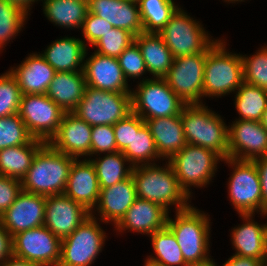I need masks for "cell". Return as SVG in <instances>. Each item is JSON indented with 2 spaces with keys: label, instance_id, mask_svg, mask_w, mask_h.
<instances>
[{
  "label": "cell",
  "instance_id": "6da1fadb",
  "mask_svg": "<svg viewBox=\"0 0 267 266\" xmlns=\"http://www.w3.org/2000/svg\"><path fill=\"white\" fill-rule=\"evenodd\" d=\"M158 164L161 163L133 167L131 176L137 198L152 201L169 213L172 206L175 211L189 208L192 198L181 188L172 165L168 161Z\"/></svg>",
  "mask_w": 267,
  "mask_h": 266
},
{
  "label": "cell",
  "instance_id": "7a4b0ae2",
  "mask_svg": "<svg viewBox=\"0 0 267 266\" xmlns=\"http://www.w3.org/2000/svg\"><path fill=\"white\" fill-rule=\"evenodd\" d=\"M217 38L208 48L204 66L203 98H222L234 95L242 85L243 65L239 54L230 52L225 42Z\"/></svg>",
  "mask_w": 267,
  "mask_h": 266
},
{
  "label": "cell",
  "instance_id": "3957f363",
  "mask_svg": "<svg viewBox=\"0 0 267 266\" xmlns=\"http://www.w3.org/2000/svg\"><path fill=\"white\" fill-rule=\"evenodd\" d=\"M174 212L173 219L168 215L167 227L175 235L185 262L189 265L211 258L210 215L194 205Z\"/></svg>",
  "mask_w": 267,
  "mask_h": 266
},
{
  "label": "cell",
  "instance_id": "277c9868",
  "mask_svg": "<svg viewBox=\"0 0 267 266\" xmlns=\"http://www.w3.org/2000/svg\"><path fill=\"white\" fill-rule=\"evenodd\" d=\"M74 159L46 143L36 153L31 167L21 180L22 190L44 196L64 194Z\"/></svg>",
  "mask_w": 267,
  "mask_h": 266
},
{
  "label": "cell",
  "instance_id": "5b68a950",
  "mask_svg": "<svg viewBox=\"0 0 267 266\" xmlns=\"http://www.w3.org/2000/svg\"><path fill=\"white\" fill-rule=\"evenodd\" d=\"M203 104L185 105L180 117L187 144L211 149L223 159L228 155V126L218 112Z\"/></svg>",
  "mask_w": 267,
  "mask_h": 266
},
{
  "label": "cell",
  "instance_id": "8992f818",
  "mask_svg": "<svg viewBox=\"0 0 267 266\" xmlns=\"http://www.w3.org/2000/svg\"><path fill=\"white\" fill-rule=\"evenodd\" d=\"M223 158L211 149L186 144L168 162L172 165L181 188L192 198V189L206 188L218 171Z\"/></svg>",
  "mask_w": 267,
  "mask_h": 266
},
{
  "label": "cell",
  "instance_id": "52a82bcc",
  "mask_svg": "<svg viewBox=\"0 0 267 266\" xmlns=\"http://www.w3.org/2000/svg\"><path fill=\"white\" fill-rule=\"evenodd\" d=\"M222 162L232 171L227 180V198L237 214L259 213L261 217H267V214H262L260 175L255 161L228 157Z\"/></svg>",
  "mask_w": 267,
  "mask_h": 266
},
{
  "label": "cell",
  "instance_id": "ba28073f",
  "mask_svg": "<svg viewBox=\"0 0 267 266\" xmlns=\"http://www.w3.org/2000/svg\"><path fill=\"white\" fill-rule=\"evenodd\" d=\"M202 22L179 7L170 21L158 33L170 49L173 58L203 53L217 38H213Z\"/></svg>",
  "mask_w": 267,
  "mask_h": 266
},
{
  "label": "cell",
  "instance_id": "9c48e42d",
  "mask_svg": "<svg viewBox=\"0 0 267 266\" xmlns=\"http://www.w3.org/2000/svg\"><path fill=\"white\" fill-rule=\"evenodd\" d=\"M97 217L90 215L77 229L61 240L58 266H91L105 246L107 233Z\"/></svg>",
  "mask_w": 267,
  "mask_h": 266
},
{
  "label": "cell",
  "instance_id": "30bf717a",
  "mask_svg": "<svg viewBox=\"0 0 267 266\" xmlns=\"http://www.w3.org/2000/svg\"><path fill=\"white\" fill-rule=\"evenodd\" d=\"M137 83L136 89L131 90L132 112L144 121L180 115L185 104L164 78L151 77Z\"/></svg>",
  "mask_w": 267,
  "mask_h": 266
},
{
  "label": "cell",
  "instance_id": "8fae6325",
  "mask_svg": "<svg viewBox=\"0 0 267 266\" xmlns=\"http://www.w3.org/2000/svg\"><path fill=\"white\" fill-rule=\"evenodd\" d=\"M132 112L131 93L86 87L85 95L73 111L91 126L114 125Z\"/></svg>",
  "mask_w": 267,
  "mask_h": 266
},
{
  "label": "cell",
  "instance_id": "7c38bea8",
  "mask_svg": "<svg viewBox=\"0 0 267 266\" xmlns=\"http://www.w3.org/2000/svg\"><path fill=\"white\" fill-rule=\"evenodd\" d=\"M207 49L184 57L174 58L163 77L172 91L185 105L203 104L204 66Z\"/></svg>",
  "mask_w": 267,
  "mask_h": 266
},
{
  "label": "cell",
  "instance_id": "4fadbf2b",
  "mask_svg": "<svg viewBox=\"0 0 267 266\" xmlns=\"http://www.w3.org/2000/svg\"><path fill=\"white\" fill-rule=\"evenodd\" d=\"M65 112L46 94H24L19 115L29 133L46 143L57 133Z\"/></svg>",
  "mask_w": 267,
  "mask_h": 266
},
{
  "label": "cell",
  "instance_id": "5bb4252c",
  "mask_svg": "<svg viewBox=\"0 0 267 266\" xmlns=\"http://www.w3.org/2000/svg\"><path fill=\"white\" fill-rule=\"evenodd\" d=\"M13 255L40 266H58L61 239L44 225L22 231L13 236Z\"/></svg>",
  "mask_w": 267,
  "mask_h": 266
},
{
  "label": "cell",
  "instance_id": "9a60e30c",
  "mask_svg": "<svg viewBox=\"0 0 267 266\" xmlns=\"http://www.w3.org/2000/svg\"><path fill=\"white\" fill-rule=\"evenodd\" d=\"M228 155L250 161L267 156V131L261 122L232 121L228 125Z\"/></svg>",
  "mask_w": 267,
  "mask_h": 266
},
{
  "label": "cell",
  "instance_id": "2e32d148",
  "mask_svg": "<svg viewBox=\"0 0 267 266\" xmlns=\"http://www.w3.org/2000/svg\"><path fill=\"white\" fill-rule=\"evenodd\" d=\"M92 126L73 112H65L57 133L48 144L75 159L91 158ZM86 156V157H85Z\"/></svg>",
  "mask_w": 267,
  "mask_h": 266
},
{
  "label": "cell",
  "instance_id": "e0dca14e",
  "mask_svg": "<svg viewBox=\"0 0 267 266\" xmlns=\"http://www.w3.org/2000/svg\"><path fill=\"white\" fill-rule=\"evenodd\" d=\"M91 212L65 194L46 196V226L61 240L72 234Z\"/></svg>",
  "mask_w": 267,
  "mask_h": 266
},
{
  "label": "cell",
  "instance_id": "ac0fdd59",
  "mask_svg": "<svg viewBox=\"0 0 267 266\" xmlns=\"http://www.w3.org/2000/svg\"><path fill=\"white\" fill-rule=\"evenodd\" d=\"M88 50L87 48L83 68L87 86L103 91L131 93L132 88L118 59L100 55L95 51L89 56Z\"/></svg>",
  "mask_w": 267,
  "mask_h": 266
},
{
  "label": "cell",
  "instance_id": "d6986e66",
  "mask_svg": "<svg viewBox=\"0 0 267 266\" xmlns=\"http://www.w3.org/2000/svg\"><path fill=\"white\" fill-rule=\"evenodd\" d=\"M46 196L22 192L0 216V222L12 235L44 225Z\"/></svg>",
  "mask_w": 267,
  "mask_h": 266
},
{
  "label": "cell",
  "instance_id": "ffe728a7",
  "mask_svg": "<svg viewBox=\"0 0 267 266\" xmlns=\"http://www.w3.org/2000/svg\"><path fill=\"white\" fill-rule=\"evenodd\" d=\"M168 215L170 213L162 206L152 201L136 198L113 231L121 236L126 232L149 236L167 226Z\"/></svg>",
  "mask_w": 267,
  "mask_h": 266
},
{
  "label": "cell",
  "instance_id": "44dd1931",
  "mask_svg": "<svg viewBox=\"0 0 267 266\" xmlns=\"http://www.w3.org/2000/svg\"><path fill=\"white\" fill-rule=\"evenodd\" d=\"M136 189L132 176L107 188H100V196L97 206L91 212L106 225L109 223L114 227L125 216L128 209L136 200ZM97 213V214H96Z\"/></svg>",
  "mask_w": 267,
  "mask_h": 266
},
{
  "label": "cell",
  "instance_id": "7402d4cb",
  "mask_svg": "<svg viewBox=\"0 0 267 266\" xmlns=\"http://www.w3.org/2000/svg\"><path fill=\"white\" fill-rule=\"evenodd\" d=\"M64 194L90 212L97 206L100 187L95 167L88 158L74 159Z\"/></svg>",
  "mask_w": 267,
  "mask_h": 266
},
{
  "label": "cell",
  "instance_id": "603a6c76",
  "mask_svg": "<svg viewBox=\"0 0 267 266\" xmlns=\"http://www.w3.org/2000/svg\"><path fill=\"white\" fill-rule=\"evenodd\" d=\"M88 12L134 36L143 31L138 2L132 0H87Z\"/></svg>",
  "mask_w": 267,
  "mask_h": 266
},
{
  "label": "cell",
  "instance_id": "cb8c5ba5",
  "mask_svg": "<svg viewBox=\"0 0 267 266\" xmlns=\"http://www.w3.org/2000/svg\"><path fill=\"white\" fill-rule=\"evenodd\" d=\"M15 77L22 95L46 94L56 71L40 52L30 53L16 67L8 69Z\"/></svg>",
  "mask_w": 267,
  "mask_h": 266
},
{
  "label": "cell",
  "instance_id": "d4e9b609",
  "mask_svg": "<svg viewBox=\"0 0 267 266\" xmlns=\"http://www.w3.org/2000/svg\"><path fill=\"white\" fill-rule=\"evenodd\" d=\"M256 214H239L243 223L231 229V245L235 255L261 260L266 255L267 221L260 224L254 220Z\"/></svg>",
  "mask_w": 267,
  "mask_h": 266
},
{
  "label": "cell",
  "instance_id": "484cf974",
  "mask_svg": "<svg viewBox=\"0 0 267 266\" xmlns=\"http://www.w3.org/2000/svg\"><path fill=\"white\" fill-rule=\"evenodd\" d=\"M86 50L81 38L64 36L52 41L40 54L56 72H83Z\"/></svg>",
  "mask_w": 267,
  "mask_h": 266
},
{
  "label": "cell",
  "instance_id": "4316f807",
  "mask_svg": "<svg viewBox=\"0 0 267 266\" xmlns=\"http://www.w3.org/2000/svg\"><path fill=\"white\" fill-rule=\"evenodd\" d=\"M163 161L170 160L186 146L180 115L145 120Z\"/></svg>",
  "mask_w": 267,
  "mask_h": 266
},
{
  "label": "cell",
  "instance_id": "83f0119b",
  "mask_svg": "<svg viewBox=\"0 0 267 266\" xmlns=\"http://www.w3.org/2000/svg\"><path fill=\"white\" fill-rule=\"evenodd\" d=\"M84 72H56L46 95L64 112H73L85 95Z\"/></svg>",
  "mask_w": 267,
  "mask_h": 266
},
{
  "label": "cell",
  "instance_id": "f1b7e54d",
  "mask_svg": "<svg viewBox=\"0 0 267 266\" xmlns=\"http://www.w3.org/2000/svg\"><path fill=\"white\" fill-rule=\"evenodd\" d=\"M150 77L163 78L172 66L173 55L158 33L142 32L135 36Z\"/></svg>",
  "mask_w": 267,
  "mask_h": 266
},
{
  "label": "cell",
  "instance_id": "f546056e",
  "mask_svg": "<svg viewBox=\"0 0 267 266\" xmlns=\"http://www.w3.org/2000/svg\"><path fill=\"white\" fill-rule=\"evenodd\" d=\"M43 14L47 19L63 29L81 30L88 13L87 0H41Z\"/></svg>",
  "mask_w": 267,
  "mask_h": 266
},
{
  "label": "cell",
  "instance_id": "4dcf8cb0",
  "mask_svg": "<svg viewBox=\"0 0 267 266\" xmlns=\"http://www.w3.org/2000/svg\"><path fill=\"white\" fill-rule=\"evenodd\" d=\"M122 153L132 166L156 164L159 160L163 162L158 154L149 127L146 125L145 121L134 112L132 142Z\"/></svg>",
  "mask_w": 267,
  "mask_h": 266
},
{
  "label": "cell",
  "instance_id": "1f68e13d",
  "mask_svg": "<svg viewBox=\"0 0 267 266\" xmlns=\"http://www.w3.org/2000/svg\"><path fill=\"white\" fill-rule=\"evenodd\" d=\"M46 142L34 138L30 143L0 150V175L22 180L36 153Z\"/></svg>",
  "mask_w": 267,
  "mask_h": 266
},
{
  "label": "cell",
  "instance_id": "d6a6232c",
  "mask_svg": "<svg viewBox=\"0 0 267 266\" xmlns=\"http://www.w3.org/2000/svg\"><path fill=\"white\" fill-rule=\"evenodd\" d=\"M95 167L100 188H107L131 176L133 167L122 152L89 158ZM127 165V166H126Z\"/></svg>",
  "mask_w": 267,
  "mask_h": 266
},
{
  "label": "cell",
  "instance_id": "836d02e7",
  "mask_svg": "<svg viewBox=\"0 0 267 266\" xmlns=\"http://www.w3.org/2000/svg\"><path fill=\"white\" fill-rule=\"evenodd\" d=\"M154 255H148L146 260L160 266H188L172 231L165 228L148 236Z\"/></svg>",
  "mask_w": 267,
  "mask_h": 266
},
{
  "label": "cell",
  "instance_id": "e575fe53",
  "mask_svg": "<svg viewBox=\"0 0 267 266\" xmlns=\"http://www.w3.org/2000/svg\"><path fill=\"white\" fill-rule=\"evenodd\" d=\"M234 94L235 109L239 114L235 120L260 122L267 108V91L243 82Z\"/></svg>",
  "mask_w": 267,
  "mask_h": 266
},
{
  "label": "cell",
  "instance_id": "d590c367",
  "mask_svg": "<svg viewBox=\"0 0 267 266\" xmlns=\"http://www.w3.org/2000/svg\"><path fill=\"white\" fill-rule=\"evenodd\" d=\"M138 5L145 33H159L180 7L175 0H139Z\"/></svg>",
  "mask_w": 267,
  "mask_h": 266
},
{
  "label": "cell",
  "instance_id": "8d00e7d4",
  "mask_svg": "<svg viewBox=\"0 0 267 266\" xmlns=\"http://www.w3.org/2000/svg\"><path fill=\"white\" fill-rule=\"evenodd\" d=\"M29 14L7 0H0V53L24 28Z\"/></svg>",
  "mask_w": 267,
  "mask_h": 266
},
{
  "label": "cell",
  "instance_id": "74e56055",
  "mask_svg": "<svg viewBox=\"0 0 267 266\" xmlns=\"http://www.w3.org/2000/svg\"><path fill=\"white\" fill-rule=\"evenodd\" d=\"M243 81L267 91V44L252 55L241 54Z\"/></svg>",
  "mask_w": 267,
  "mask_h": 266
},
{
  "label": "cell",
  "instance_id": "f35d334b",
  "mask_svg": "<svg viewBox=\"0 0 267 266\" xmlns=\"http://www.w3.org/2000/svg\"><path fill=\"white\" fill-rule=\"evenodd\" d=\"M33 139L19 113L0 118V150L25 145Z\"/></svg>",
  "mask_w": 267,
  "mask_h": 266
},
{
  "label": "cell",
  "instance_id": "ab89813d",
  "mask_svg": "<svg viewBox=\"0 0 267 266\" xmlns=\"http://www.w3.org/2000/svg\"><path fill=\"white\" fill-rule=\"evenodd\" d=\"M134 39L135 36L132 33L114 27L102 35L92 47L100 55L118 58L134 42Z\"/></svg>",
  "mask_w": 267,
  "mask_h": 266
},
{
  "label": "cell",
  "instance_id": "60d3db41",
  "mask_svg": "<svg viewBox=\"0 0 267 266\" xmlns=\"http://www.w3.org/2000/svg\"><path fill=\"white\" fill-rule=\"evenodd\" d=\"M22 93L9 70L0 74V118L19 113Z\"/></svg>",
  "mask_w": 267,
  "mask_h": 266
},
{
  "label": "cell",
  "instance_id": "b9f144b4",
  "mask_svg": "<svg viewBox=\"0 0 267 266\" xmlns=\"http://www.w3.org/2000/svg\"><path fill=\"white\" fill-rule=\"evenodd\" d=\"M117 59L128 82H130L131 79L133 81L134 79L140 81L149 79L148 76H144L147 75L148 72L141 51L135 42L127 47Z\"/></svg>",
  "mask_w": 267,
  "mask_h": 266
},
{
  "label": "cell",
  "instance_id": "7bdbcfd3",
  "mask_svg": "<svg viewBox=\"0 0 267 266\" xmlns=\"http://www.w3.org/2000/svg\"><path fill=\"white\" fill-rule=\"evenodd\" d=\"M118 152L113 125L92 126L91 157Z\"/></svg>",
  "mask_w": 267,
  "mask_h": 266
},
{
  "label": "cell",
  "instance_id": "ee69618b",
  "mask_svg": "<svg viewBox=\"0 0 267 266\" xmlns=\"http://www.w3.org/2000/svg\"><path fill=\"white\" fill-rule=\"evenodd\" d=\"M113 28L114 27L103 18L88 12L80 30L83 36L81 39L84 38L82 41L87 48H89V45L92 47L102 35Z\"/></svg>",
  "mask_w": 267,
  "mask_h": 266
},
{
  "label": "cell",
  "instance_id": "f6af8a7d",
  "mask_svg": "<svg viewBox=\"0 0 267 266\" xmlns=\"http://www.w3.org/2000/svg\"><path fill=\"white\" fill-rule=\"evenodd\" d=\"M21 192V180L0 175V216L14 203Z\"/></svg>",
  "mask_w": 267,
  "mask_h": 266
},
{
  "label": "cell",
  "instance_id": "bcb514c9",
  "mask_svg": "<svg viewBox=\"0 0 267 266\" xmlns=\"http://www.w3.org/2000/svg\"><path fill=\"white\" fill-rule=\"evenodd\" d=\"M116 139V146L119 152H123L131 145L133 138V112L128 114L124 119L119 120L113 125Z\"/></svg>",
  "mask_w": 267,
  "mask_h": 266
},
{
  "label": "cell",
  "instance_id": "7dc6e473",
  "mask_svg": "<svg viewBox=\"0 0 267 266\" xmlns=\"http://www.w3.org/2000/svg\"><path fill=\"white\" fill-rule=\"evenodd\" d=\"M260 175L262 193V214H267V156L254 160Z\"/></svg>",
  "mask_w": 267,
  "mask_h": 266
},
{
  "label": "cell",
  "instance_id": "c3c4849f",
  "mask_svg": "<svg viewBox=\"0 0 267 266\" xmlns=\"http://www.w3.org/2000/svg\"><path fill=\"white\" fill-rule=\"evenodd\" d=\"M13 255V236L0 222V263Z\"/></svg>",
  "mask_w": 267,
  "mask_h": 266
},
{
  "label": "cell",
  "instance_id": "681fc988",
  "mask_svg": "<svg viewBox=\"0 0 267 266\" xmlns=\"http://www.w3.org/2000/svg\"><path fill=\"white\" fill-rule=\"evenodd\" d=\"M222 266H260V260L233 254Z\"/></svg>",
  "mask_w": 267,
  "mask_h": 266
},
{
  "label": "cell",
  "instance_id": "f907efd6",
  "mask_svg": "<svg viewBox=\"0 0 267 266\" xmlns=\"http://www.w3.org/2000/svg\"><path fill=\"white\" fill-rule=\"evenodd\" d=\"M0 266H40L38 263L29 261L15 255H12L6 261L0 263Z\"/></svg>",
  "mask_w": 267,
  "mask_h": 266
},
{
  "label": "cell",
  "instance_id": "816d5d0a",
  "mask_svg": "<svg viewBox=\"0 0 267 266\" xmlns=\"http://www.w3.org/2000/svg\"><path fill=\"white\" fill-rule=\"evenodd\" d=\"M7 1L17 5L18 7L22 8L24 11H26L29 15H31L30 13L32 10V6L35 4V2L37 3L41 0H7Z\"/></svg>",
  "mask_w": 267,
  "mask_h": 266
},
{
  "label": "cell",
  "instance_id": "f5cc1de1",
  "mask_svg": "<svg viewBox=\"0 0 267 266\" xmlns=\"http://www.w3.org/2000/svg\"><path fill=\"white\" fill-rule=\"evenodd\" d=\"M188 266H218L214 259L211 257L208 260L201 262V263H195V264H189Z\"/></svg>",
  "mask_w": 267,
  "mask_h": 266
},
{
  "label": "cell",
  "instance_id": "db71d44e",
  "mask_svg": "<svg viewBox=\"0 0 267 266\" xmlns=\"http://www.w3.org/2000/svg\"><path fill=\"white\" fill-rule=\"evenodd\" d=\"M261 124L263 125V127L265 128V130L267 131V108L263 113L262 119H261Z\"/></svg>",
  "mask_w": 267,
  "mask_h": 266
},
{
  "label": "cell",
  "instance_id": "11a10c76",
  "mask_svg": "<svg viewBox=\"0 0 267 266\" xmlns=\"http://www.w3.org/2000/svg\"><path fill=\"white\" fill-rule=\"evenodd\" d=\"M222 1H224L225 3L227 2L228 4H230V3H235L236 4V2H237V4L240 2H246V1H248V0H222Z\"/></svg>",
  "mask_w": 267,
  "mask_h": 266
},
{
  "label": "cell",
  "instance_id": "9f6ffc18",
  "mask_svg": "<svg viewBox=\"0 0 267 266\" xmlns=\"http://www.w3.org/2000/svg\"><path fill=\"white\" fill-rule=\"evenodd\" d=\"M260 266H267V254L260 260Z\"/></svg>",
  "mask_w": 267,
  "mask_h": 266
},
{
  "label": "cell",
  "instance_id": "6f0895ef",
  "mask_svg": "<svg viewBox=\"0 0 267 266\" xmlns=\"http://www.w3.org/2000/svg\"><path fill=\"white\" fill-rule=\"evenodd\" d=\"M143 266H160V265L154 264V263L144 259V265Z\"/></svg>",
  "mask_w": 267,
  "mask_h": 266
}]
</instances>
